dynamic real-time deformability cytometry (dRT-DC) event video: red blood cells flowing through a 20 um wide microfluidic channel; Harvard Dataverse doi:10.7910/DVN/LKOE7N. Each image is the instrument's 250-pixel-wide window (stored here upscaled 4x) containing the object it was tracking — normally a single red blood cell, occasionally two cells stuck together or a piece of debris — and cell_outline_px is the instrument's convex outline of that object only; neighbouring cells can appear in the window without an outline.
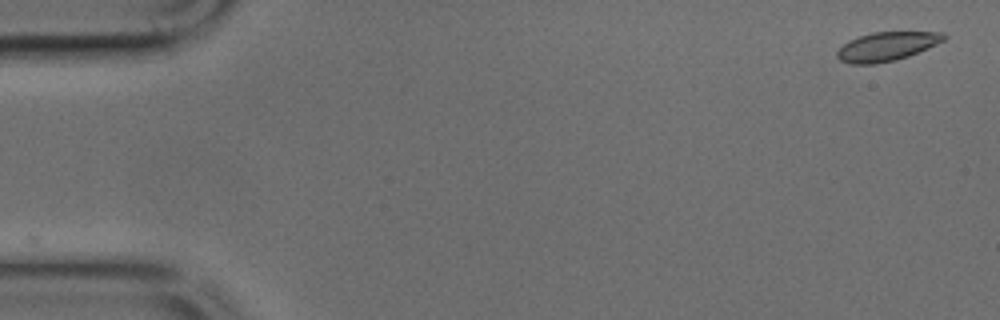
{"species": "common noctule bat (a hibernating species)", "species_latin": "Nyctalus noctula", "temperature_condition": "cold", "stored_images_in_passage": 48, "camera_frame_rate_fps": 3000, "um_per_image_px": 0.085, "animal": {"sex": "male", "body_mass_g": 17.9, "forearm_length_mm": 54.2}, "frame": {"image": 1, "passage_image": 1, "time_ms": 0.0, "image_size_px": [1000, 320], "cell_outline_px": [[948, 36], [944, 40], [928, 48], [908, 56], [896, 60], [876, 64], [852, 64], [840, 60], [836, 56], [836, 52], [848, 40], [872, 32], [944, 32]], "centroid_in_image_um": [75.38, 3.95], "position_along_channel_um": 9.6, "area_um2": 17.98}}
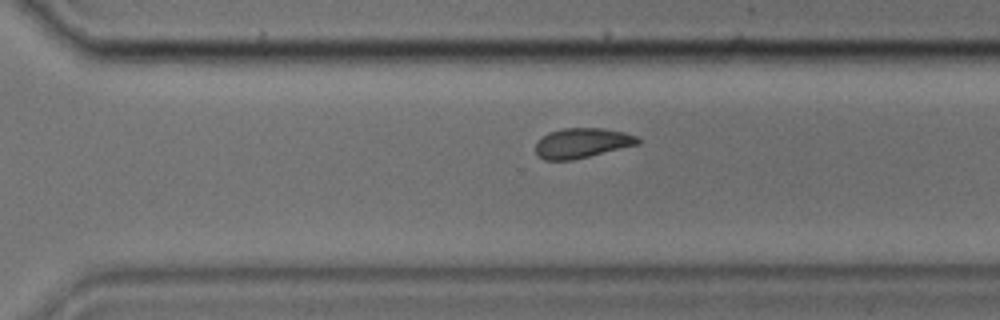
{"frame": {"image": 2, "passage_image": 33, "time_ms": 10.667, "image_size_px": [1000, 320], "cell_outline_px": [[640, 144], [572, 160], [544, 160], [536, 152], [536, 144], [548, 132], [564, 128], [604, 128], [624, 132], [636, 136], [640, 140]], "centroid_in_image_um": [49.5, 12.15], "position_along_channel_um": 321.1, "area_um2": 17.69}}
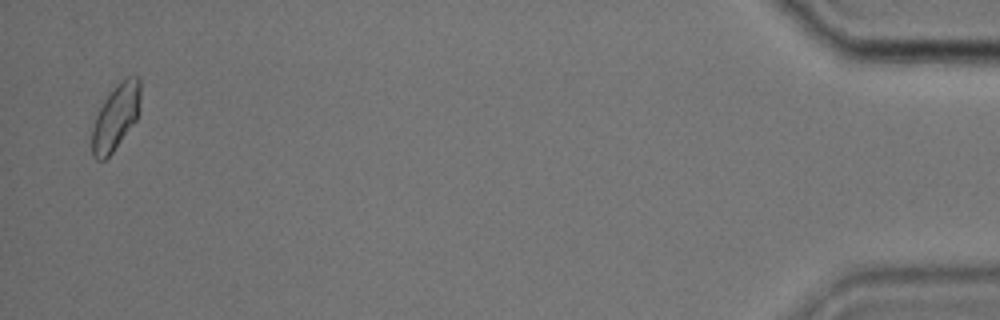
{"frame": {"image": 3, "passage_image": 47, "time_ms": 15.333, "image_size_px": [1000, 320], "cell_outline_px": [[140, 112], [136, 120], [112, 152], [104, 160], [96, 160], [92, 156], [92, 128], [96, 116], [104, 100], [128, 76], [136, 76], [140, 80]], "centroid_in_image_um": [9.85, 9.99], "position_along_channel_um": 425.4, "area_um2": 18.09}}